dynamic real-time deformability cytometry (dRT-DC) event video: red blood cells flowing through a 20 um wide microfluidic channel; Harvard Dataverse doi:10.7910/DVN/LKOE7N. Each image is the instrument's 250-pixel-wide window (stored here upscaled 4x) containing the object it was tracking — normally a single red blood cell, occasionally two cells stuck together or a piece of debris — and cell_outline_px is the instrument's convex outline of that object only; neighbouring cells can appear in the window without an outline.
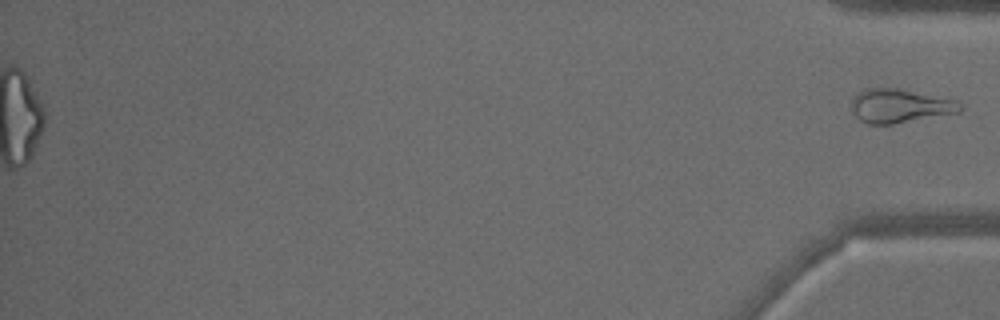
{"species": "common noctule bat (a hibernating species)", "species_latin": "Nyctalus noctula", "temperature_condition": "warm", "stored_images_in_passage": 47, "segment_of_instrument_passage": [2, 2], "camera_frame_rate_fps": 3000, "um_per_image_px": 0.085, "animal": {"sex": "male", "body_mass_g": 15.6}, "frame": {"image": 1, "passage_image": 47, "time_ms": 15.333, "image_size_px": [1000, 320], "cell_outline_px": [[964, 108], [960, 112], [892, 124], [868, 124], [860, 120], [848, 108], [848, 104], [864, 88], [900, 88], [952, 100], [960, 104]], "centroid_in_image_um": [76.41, 9.0], "position_along_channel_um": 358.8, "area_um2": 21.33}}